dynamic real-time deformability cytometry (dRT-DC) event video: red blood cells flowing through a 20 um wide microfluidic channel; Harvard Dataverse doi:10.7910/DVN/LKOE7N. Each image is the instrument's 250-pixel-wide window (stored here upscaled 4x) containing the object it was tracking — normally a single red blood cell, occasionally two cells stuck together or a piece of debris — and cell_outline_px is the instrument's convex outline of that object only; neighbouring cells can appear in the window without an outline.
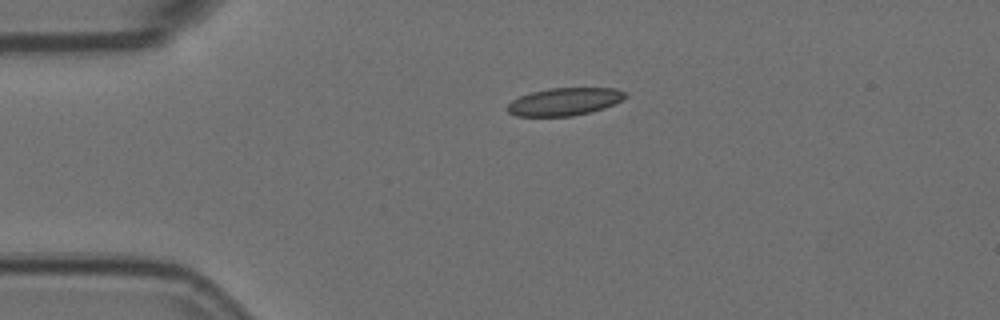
{"species": "Egyptian fruit bat (a non-hibernating species)", "species_latin": "Rousettus aegyptiacus", "temperature_condition": "room temperature", "stored_images_in_passage": 2, "camera_frame_rate_fps": 3000, "um_per_image_px": 0.085, "animal": {"sex": "female"}, "frame": {"image": 1, "passage_image": 1, "time_ms": 0.0, "image_size_px": [1000, 320], "cell_outline_px": [[628, 96], [604, 108], [572, 116], [516, 116], [508, 112], [508, 104], [512, 100], [520, 96], [532, 92], [548, 88], [616, 88], [628, 92]], "centroid_in_image_um": [47.99, 8.63], "position_along_channel_um": 37.0, "area_um2": 18.9}}